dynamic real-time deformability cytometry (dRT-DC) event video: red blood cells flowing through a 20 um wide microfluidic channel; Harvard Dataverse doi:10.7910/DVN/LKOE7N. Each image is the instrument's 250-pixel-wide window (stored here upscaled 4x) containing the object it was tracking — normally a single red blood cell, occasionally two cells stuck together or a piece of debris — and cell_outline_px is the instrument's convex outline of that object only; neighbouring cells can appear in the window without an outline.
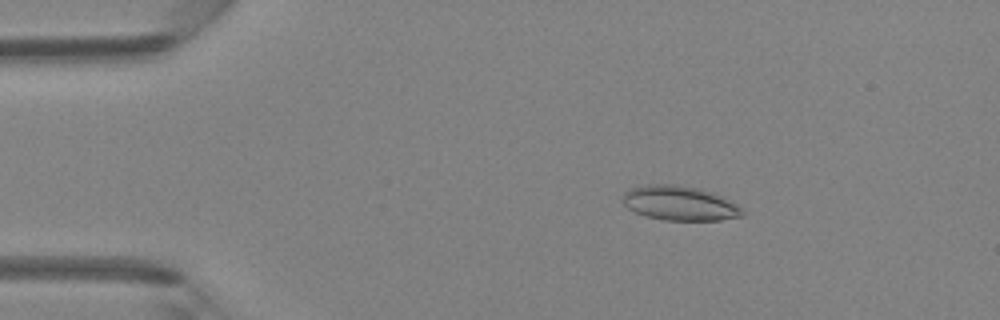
{"species": "Egyptian fruit bat (a non-hibernating species)", "species_latin": "Rousettus aegyptiacus", "temperature_condition": "room temperature", "stored_images_in_passage": 45, "camera_frame_rate_fps": 3000, "um_per_image_px": 0.085, "animal": {"sex": "female"}, "frame": {"image": 1, "passage_image": 8, "time_ms": 2.333, "image_size_px": [1000, 320], "cell_outline_px": [[744, 216], [720, 220], [664, 220], [644, 216], [628, 208], [620, 200], [624, 192], [628, 188], [648, 184], [676, 184], [700, 188], [724, 196], [736, 204], [744, 212]], "centroid_in_image_um": [57.75, 17.26], "position_along_channel_um": 27.3, "area_um2": 24.45}}
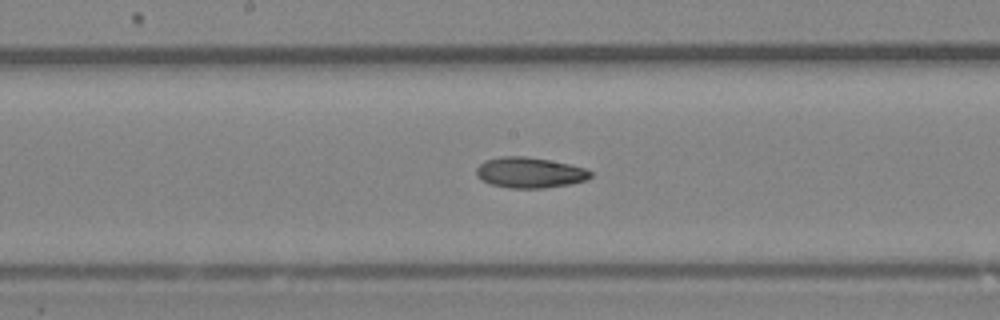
{"frame": {"image": 2, "passage_image": 24, "time_ms": 7.667, "image_size_px": [1000, 320], "cell_outline_px": [[592, 176], [588, 180], [568, 184], [544, 188], [508, 188], [492, 184], [480, 180], [476, 176], [476, 168], [484, 160], [500, 156], [528, 156], [568, 164], [584, 168], [592, 172]], "centroid_in_image_um": [44.99, 14.67], "position_along_channel_um": 203.2, "area_um2": 20.46}}
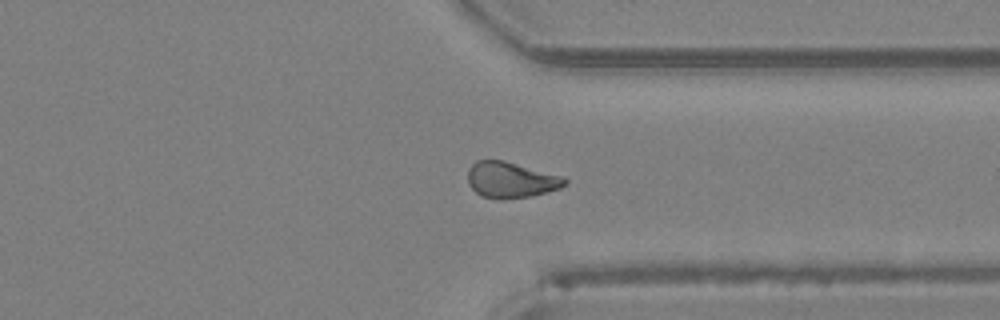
{"frame": {"image": 3, "passage_image": 35, "time_ms": 11.333, "image_size_px": [1000, 320], "cell_outline_px": [[568, 184], [560, 188], [532, 196], [500, 200], [496, 200], [480, 196], [468, 184], [468, 168], [476, 160], [504, 160], [564, 176], [568, 180]], "centroid_in_image_um": [43.43, 15.3], "position_along_channel_um": 368.0, "area_um2": 20.69}}